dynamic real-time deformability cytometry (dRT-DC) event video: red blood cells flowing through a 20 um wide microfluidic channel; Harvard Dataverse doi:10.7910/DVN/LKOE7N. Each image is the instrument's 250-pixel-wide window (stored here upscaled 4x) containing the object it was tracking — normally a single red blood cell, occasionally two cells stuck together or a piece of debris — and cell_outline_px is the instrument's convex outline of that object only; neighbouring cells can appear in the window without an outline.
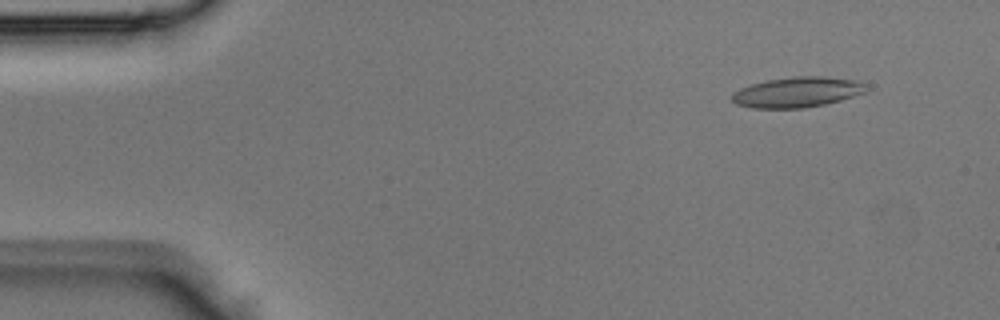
{"species": "Egyptian fruit bat (a non-hibernating species)", "species_latin": "Rousettus aegyptiacus", "temperature_condition": "room temperature", "stored_images_in_passage": 41, "camera_frame_rate_fps": 3000, "um_per_image_px": 0.085, "animal": {"sex": "male"}, "frame": {"image": 1, "passage_image": 4, "time_ms": 1.0, "image_size_px": [1000, 320], "cell_outline_px": [[868, 92], [840, 100], [824, 104], [804, 108], [752, 108], [736, 104], [732, 100], [732, 92], [740, 88], [752, 84], [768, 80], [796, 76], [820, 76], [856, 80], [864, 84]], "centroid_in_image_um": [67.76, 7.84], "position_along_channel_um": 17.2, "area_um2": 23.64}}
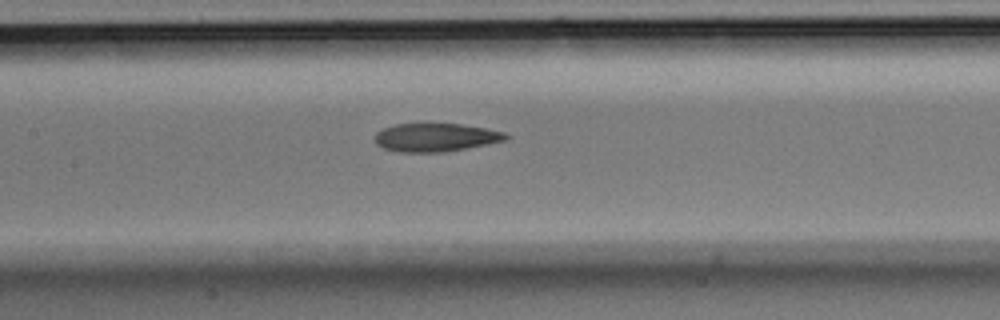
{"frame": {"image": 2, "passage_image": 20, "time_ms": 6.333, "image_size_px": [1000, 320], "cell_outline_px": [[512, 136], [508, 140], [444, 152], [400, 152], [384, 148], [376, 144], [376, 132], [384, 128], [396, 124], [460, 124], [484, 128], [504, 132]], "centroid_in_image_um": [37.06, 11.68], "position_along_channel_um": 170.3, "area_um2": 21.44}}
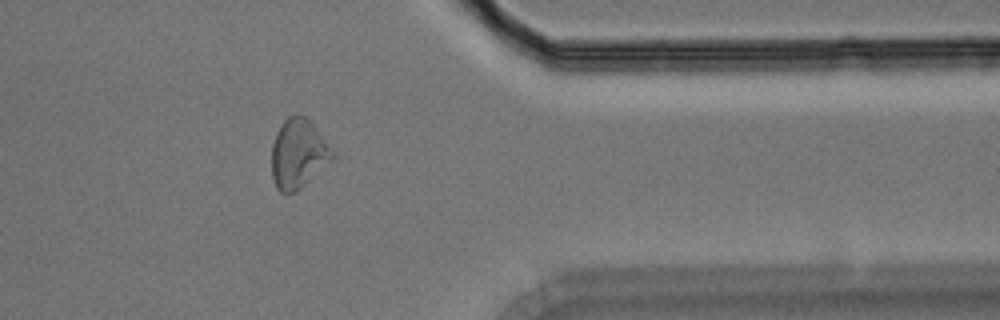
{"frame": {"image": 3, "passage_image": 35, "time_ms": 11.333, "image_size_px": [1000, 320], "cell_outline_px": [[336, 156], [332, 160], [300, 188], [292, 192], [280, 192], [276, 188], [272, 176], [272, 144], [276, 132], [284, 120], [288, 116], [308, 116], [312, 120], [336, 152]], "centroid_in_image_um": [25.39, 13.02], "position_along_channel_um": 386.0, "area_um2": 24.74}}